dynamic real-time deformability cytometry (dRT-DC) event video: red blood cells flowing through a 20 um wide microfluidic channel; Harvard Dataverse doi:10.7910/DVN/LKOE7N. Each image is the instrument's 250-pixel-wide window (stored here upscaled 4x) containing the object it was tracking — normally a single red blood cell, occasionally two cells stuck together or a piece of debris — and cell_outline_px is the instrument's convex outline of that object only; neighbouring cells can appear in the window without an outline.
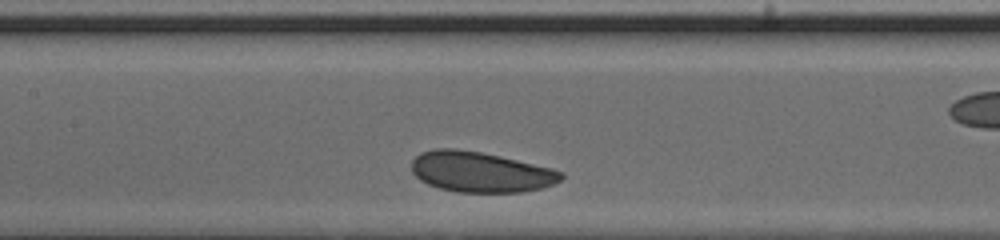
{"species": "human", "species_latin": "Homo sapiens", "temperature_condition": "cold", "stored_images_in_passage": 24, "camera_frame_rate_fps": 3000, "um_per_image_px": 0.085, "donor": {"sex": "male"}, "frame": {"image": 1, "passage_image": 8, "time_ms": 2.333, "image_size_px": [1000, 240], "cell_outline_px": [[564, 176], [560, 180], [552, 184], [540, 188], [520, 192], [456, 192], [440, 188], [428, 184], [420, 180], [412, 172], [412, 160], [420, 152], [436, 148], [456, 148], [480, 152], [500, 156], [552, 168], [564, 172]], "centroid_in_image_um": [40.82, 14.61], "position_along_channel_um": 166.6, "area_um2": 35.2}}
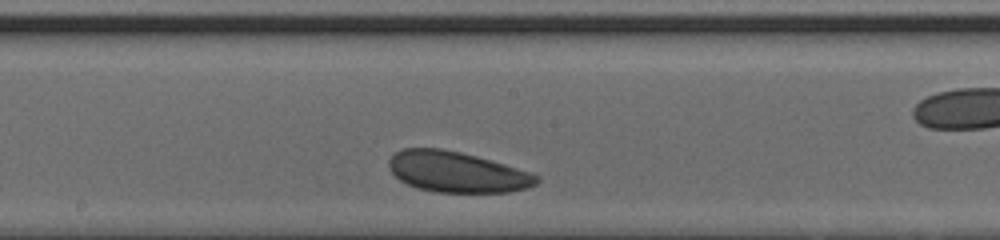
{"frame": {"image": 2, "passage_image": 11, "time_ms": 3.333, "image_size_px": [1000, 240], "cell_outline_px": [[540, 180], [536, 184], [528, 188], [508, 192], [436, 192], [416, 188], [400, 180], [388, 168], [388, 160], [400, 148], [440, 148], [460, 152], [476, 156], [504, 164], [540, 176]], "centroid_in_image_um": [38.81, 14.62], "position_along_channel_um": 209.4, "area_um2": 34.97}}
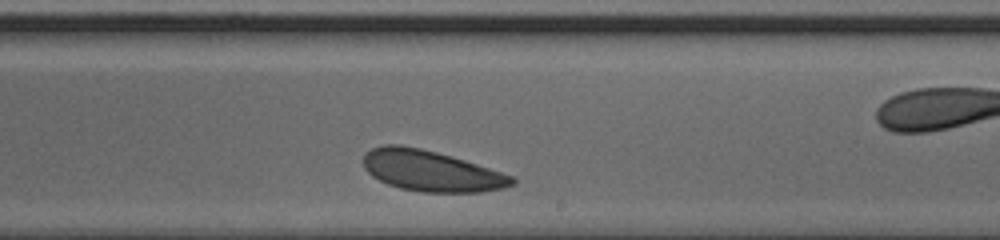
{"frame": {"image": 3, "passage_image": 14, "time_ms": 4.333, "image_size_px": [1000, 240], "cell_outline_px": [[516, 184], [504, 188], [480, 192], [420, 192], [400, 188], [388, 184], [372, 176], [364, 168], [364, 152], [372, 148], [384, 144], [400, 144], [420, 148], [452, 156], [512, 176], [516, 180]], "centroid_in_image_um": [36.62, 14.52], "position_along_channel_um": 252.4, "area_um2": 35.32}}